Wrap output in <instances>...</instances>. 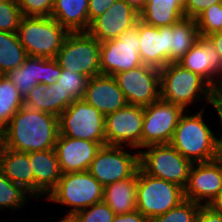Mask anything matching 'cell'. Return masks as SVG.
<instances>
[{"label":"cell","instance_id":"cell-1","mask_svg":"<svg viewBox=\"0 0 222 222\" xmlns=\"http://www.w3.org/2000/svg\"><path fill=\"white\" fill-rule=\"evenodd\" d=\"M58 117L23 105L3 129L4 147L17 152L54 149Z\"/></svg>","mask_w":222,"mask_h":222},{"label":"cell","instance_id":"cell-2","mask_svg":"<svg viewBox=\"0 0 222 222\" xmlns=\"http://www.w3.org/2000/svg\"><path fill=\"white\" fill-rule=\"evenodd\" d=\"M205 107L206 104L193 115L185 111L170 142L192 163L209 162L220 157L215 144V131H212L203 117Z\"/></svg>","mask_w":222,"mask_h":222},{"label":"cell","instance_id":"cell-3","mask_svg":"<svg viewBox=\"0 0 222 222\" xmlns=\"http://www.w3.org/2000/svg\"><path fill=\"white\" fill-rule=\"evenodd\" d=\"M214 93L215 90L203 78L178 63H168L160 69V98L185 111H191L187 106L198 100L211 103Z\"/></svg>","mask_w":222,"mask_h":222},{"label":"cell","instance_id":"cell-4","mask_svg":"<svg viewBox=\"0 0 222 222\" xmlns=\"http://www.w3.org/2000/svg\"><path fill=\"white\" fill-rule=\"evenodd\" d=\"M69 31L52 17L23 16L17 36L28 57L55 58Z\"/></svg>","mask_w":222,"mask_h":222},{"label":"cell","instance_id":"cell-5","mask_svg":"<svg viewBox=\"0 0 222 222\" xmlns=\"http://www.w3.org/2000/svg\"><path fill=\"white\" fill-rule=\"evenodd\" d=\"M42 199L70 207L67 214L73 215L103 201V186L88 171L65 173L56 187Z\"/></svg>","mask_w":222,"mask_h":222},{"label":"cell","instance_id":"cell-6","mask_svg":"<svg viewBox=\"0 0 222 222\" xmlns=\"http://www.w3.org/2000/svg\"><path fill=\"white\" fill-rule=\"evenodd\" d=\"M139 150L140 169L155 178L177 184L185 189L192 162L171 144L150 145Z\"/></svg>","mask_w":222,"mask_h":222},{"label":"cell","instance_id":"cell-7","mask_svg":"<svg viewBox=\"0 0 222 222\" xmlns=\"http://www.w3.org/2000/svg\"><path fill=\"white\" fill-rule=\"evenodd\" d=\"M136 200L137 210L151 220L185 200L184 189L172 182L152 177L139 168Z\"/></svg>","mask_w":222,"mask_h":222},{"label":"cell","instance_id":"cell-8","mask_svg":"<svg viewBox=\"0 0 222 222\" xmlns=\"http://www.w3.org/2000/svg\"><path fill=\"white\" fill-rule=\"evenodd\" d=\"M100 47L87 31L69 32L55 59L62 69L91 78L100 75Z\"/></svg>","mask_w":222,"mask_h":222},{"label":"cell","instance_id":"cell-9","mask_svg":"<svg viewBox=\"0 0 222 222\" xmlns=\"http://www.w3.org/2000/svg\"><path fill=\"white\" fill-rule=\"evenodd\" d=\"M59 134L106 145L105 116L83 99L73 103L58 117Z\"/></svg>","mask_w":222,"mask_h":222},{"label":"cell","instance_id":"cell-10","mask_svg":"<svg viewBox=\"0 0 222 222\" xmlns=\"http://www.w3.org/2000/svg\"><path fill=\"white\" fill-rule=\"evenodd\" d=\"M125 149L126 146L104 145L98 150L88 172L103 187L133 177L138 172L139 151L132 153Z\"/></svg>","mask_w":222,"mask_h":222},{"label":"cell","instance_id":"cell-11","mask_svg":"<svg viewBox=\"0 0 222 222\" xmlns=\"http://www.w3.org/2000/svg\"><path fill=\"white\" fill-rule=\"evenodd\" d=\"M139 52L140 40L136 23L118 38L101 42L100 74L114 76L142 65Z\"/></svg>","mask_w":222,"mask_h":222},{"label":"cell","instance_id":"cell-12","mask_svg":"<svg viewBox=\"0 0 222 222\" xmlns=\"http://www.w3.org/2000/svg\"><path fill=\"white\" fill-rule=\"evenodd\" d=\"M143 108L142 149L150 145L170 144L185 110L161 98Z\"/></svg>","mask_w":222,"mask_h":222},{"label":"cell","instance_id":"cell-13","mask_svg":"<svg viewBox=\"0 0 222 222\" xmlns=\"http://www.w3.org/2000/svg\"><path fill=\"white\" fill-rule=\"evenodd\" d=\"M144 108L127 104L105 116L106 145L126 146L133 151L142 148Z\"/></svg>","mask_w":222,"mask_h":222},{"label":"cell","instance_id":"cell-14","mask_svg":"<svg viewBox=\"0 0 222 222\" xmlns=\"http://www.w3.org/2000/svg\"><path fill=\"white\" fill-rule=\"evenodd\" d=\"M128 104L148 106L160 98V69L140 65L113 76Z\"/></svg>","mask_w":222,"mask_h":222},{"label":"cell","instance_id":"cell-15","mask_svg":"<svg viewBox=\"0 0 222 222\" xmlns=\"http://www.w3.org/2000/svg\"><path fill=\"white\" fill-rule=\"evenodd\" d=\"M222 190V157L213 161L193 163L184 197L200 205L209 203Z\"/></svg>","mask_w":222,"mask_h":222},{"label":"cell","instance_id":"cell-16","mask_svg":"<svg viewBox=\"0 0 222 222\" xmlns=\"http://www.w3.org/2000/svg\"><path fill=\"white\" fill-rule=\"evenodd\" d=\"M178 64L198 74L215 91L222 90V59L207 37L200 36Z\"/></svg>","mask_w":222,"mask_h":222},{"label":"cell","instance_id":"cell-17","mask_svg":"<svg viewBox=\"0 0 222 222\" xmlns=\"http://www.w3.org/2000/svg\"><path fill=\"white\" fill-rule=\"evenodd\" d=\"M61 73L62 68L55 58L28 57L21 66L9 71L6 77L25 98L39 83L54 85L59 81Z\"/></svg>","mask_w":222,"mask_h":222},{"label":"cell","instance_id":"cell-18","mask_svg":"<svg viewBox=\"0 0 222 222\" xmlns=\"http://www.w3.org/2000/svg\"><path fill=\"white\" fill-rule=\"evenodd\" d=\"M139 12L124 0L114 2L101 16L93 20L87 32L99 42L118 38L136 25Z\"/></svg>","mask_w":222,"mask_h":222},{"label":"cell","instance_id":"cell-19","mask_svg":"<svg viewBox=\"0 0 222 222\" xmlns=\"http://www.w3.org/2000/svg\"><path fill=\"white\" fill-rule=\"evenodd\" d=\"M140 59L144 65L162 69L171 63L170 26L154 27L137 21Z\"/></svg>","mask_w":222,"mask_h":222},{"label":"cell","instance_id":"cell-20","mask_svg":"<svg viewBox=\"0 0 222 222\" xmlns=\"http://www.w3.org/2000/svg\"><path fill=\"white\" fill-rule=\"evenodd\" d=\"M101 147L97 142L58 134L54 149L62 174L88 171Z\"/></svg>","mask_w":222,"mask_h":222},{"label":"cell","instance_id":"cell-21","mask_svg":"<svg viewBox=\"0 0 222 222\" xmlns=\"http://www.w3.org/2000/svg\"><path fill=\"white\" fill-rule=\"evenodd\" d=\"M83 100L104 116L128 104L115 78L103 74L88 79Z\"/></svg>","mask_w":222,"mask_h":222},{"label":"cell","instance_id":"cell-22","mask_svg":"<svg viewBox=\"0 0 222 222\" xmlns=\"http://www.w3.org/2000/svg\"><path fill=\"white\" fill-rule=\"evenodd\" d=\"M34 175V198L47 197L62 176L55 149L29 152Z\"/></svg>","mask_w":222,"mask_h":222},{"label":"cell","instance_id":"cell-23","mask_svg":"<svg viewBox=\"0 0 222 222\" xmlns=\"http://www.w3.org/2000/svg\"><path fill=\"white\" fill-rule=\"evenodd\" d=\"M73 101L57 82L52 86L39 83L24 98V105L59 117Z\"/></svg>","mask_w":222,"mask_h":222},{"label":"cell","instance_id":"cell-24","mask_svg":"<svg viewBox=\"0 0 222 222\" xmlns=\"http://www.w3.org/2000/svg\"><path fill=\"white\" fill-rule=\"evenodd\" d=\"M0 169L11 182L23 186L34 197V175L29 153L17 152L3 146Z\"/></svg>","mask_w":222,"mask_h":222},{"label":"cell","instance_id":"cell-25","mask_svg":"<svg viewBox=\"0 0 222 222\" xmlns=\"http://www.w3.org/2000/svg\"><path fill=\"white\" fill-rule=\"evenodd\" d=\"M185 0H147L139 19L154 27L171 26L185 17Z\"/></svg>","mask_w":222,"mask_h":222},{"label":"cell","instance_id":"cell-26","mask_svg":"<svg viewBox=\"0 0 222 222\" xmlns=\"http://www.w3.org/2000/svg\"><path fill=\"white\" fill-rule=\"evenodd\" d=\"M137 173L130 178L103 187V201L115 215L125 214L137 209Z\"/></svg>","mask_w":222,"mask_h":222},{"label":"cell","instance_id":"cell-27","mask_svg":"<svg viewBox=\"0 0 222 222\" xmlns=\"http://www.w3.org/2000/svg\"><path fill=\"white\" fill-rule=\"evenodd\" d=\"M89 0H54L51 17L69 32L87 31Z\"/></svg>","mask_w":222,"mask_h":222},{"label":"cell","instance_id":"cell-28","mask_svg":"<svg viewBox=\"0 0 222 222\" xmlns=\"http://www.w3.org/2000/svg\"><path fill=\"white\" fill-rule=\"evenodd\" d=\"M200 37L196 19L184 17L170 26L171 63H178Z\"/></svg>","mask_w":222,"mask_h":222},{"label":"cell","instance_id":"cell-29","mask_svg":"<svg viewBox=\"0 0 222 222\" xmlns=\"http://www.w3.org/2000/svg\"><path fill=\"white\" fill-rule=\"evenodd\" d=\"M28 58L17 33L0 31V75L21 66Z\"/></svg>","mask_w":222,"mask_h":222},{"label":"cell","instance_id":"cell-30","mask_svg":"<svg viewBox=\"0 0 222 222\" xmlns=\"http://www.w3.org/2000/svg\"><path fill=\"white\" fill-rule=\"evenodd\" d=\"M23 105L24 98L16 86L6 75H0V128L2 130Z\"/></svg>","mask_w":222,"mask_h":222},{"label":"cell","instance_id":"cell-31","mask_svg":"<svg viewBox=\"0 0 222 222\" xmlns=\"http://www.w3.org/2000/svg\"><path fill=\"white\" fill-rule=\"evenodd\" d=\"M33 195L23 186L11 182L0 169V210L23 208Z\"/></svg>","mask_w":222,"mask_h":222},{"label":"cell","instance_id":"cell-32","mask_svg":"<svg viewBox=\"0 0 222 222\" xmlns=\"http://www.w3.org/2000/svg\"><path fill=\"white\" fill-rule=\"evenodd\" d=\"M200 207V204L185 199L166 213L155 216L150 222H194Z\"/></svg>","mask_w":222,"mask_h":222},{"label":"cell","instance_id":"cell-33","mask_svg":"<svg viewBox=\"0 0 222 222\" xmlns=\"http://www.w3.org/2000/svg\"><path fill=\"white\" fill-rule=\"evenodd\" d=\"M197 28L200 36L206 37L218 33L222 27V3L206 8L197 18Z\"/></svg>","mask_w":222,"mask_h":222},{"label":"cell","instance_id":"cell-34","mask_svg":"<svg viewBox=\"0 0 222 222\" xmlns=\"http://www.w3.org/2000/svg\"><path fill=\"white\" fill-rule=\"evenodd\" d=\"M88 79L89 77L86 75L62 69V73L57 85L65 93L70 95L73 100H80L83 99L85 95Z\"/></svg>","mask_w":222,"mask_h":222},{"label":"cell","instance_id":"cell-35","mask_svg":"<svg viewBox=\"0 0 222 222\" xmlns=\"http://www.w3.org/2000/svg\"><path fill=\"white\" fill-rule=\"evenodd\" d=\"M22 17L18 3L0 0V31L17 33Z\"/></svg>","mask_w":222,"mask_h":222},{"label":"cell","instance_id":"cell-36","mask_svg":"<svg viewBox=\"0 0 222 222\" xmlns=\"http://www.w3.org/2000/svg\"><path fill=\"white\" fill-rule=\"evenodd\" d=\"M77 222H112L115 216L107 203L100 201L73 214Z\"/></svg>","mask_w":222,"mask_h":222},{"label":"cell","instance_id":"cell-37","mask_svg":"<svg viewBox=\"0 0 222 222\" xmlns=\"http://www.w3.org/2000/svg\"><path fill=\"white\" fill-rule=\"evenodd\" d=\"M54 0H19L22 16L51 17Z\"/></svg>","mask_w":222,"mask_h":222},{"label":"cell","instance_id":"cell-38","mask_svg":"<svg viewBox=\"0 0 222 222\" xmlns=\"http://www.w3.org/2000/svg\"><path fill=\"white\" fill-rule=\"evenodd\" d=\"M217 3L222 0H185V17L196 19L206 8Z\"/></svg>","mask_w":222,"mask_h":222},{"label":"cell","instance_id":"cell-39","mask_svg":"<svg viewBox=\"0 0 222 222\" xmlns=\"http://www.w3.org/2000/svg\"><path fill=\"white\" fill-rule=\"evenodd\" d=\"M209 105H212L215 108V111L217 113V117L219 118V122L221 123V132L216 131L215 134V144H216V148H217V152L219 154L220 157H222V90L219 91H215L211 103ZM216 134H221L219 135V138L216 137Z\"/></svg>","mask_w":222,"mask_h":222},{"label":"cell","instance_id":"cell-40","mask_svg":"<svg viewBox=\"0 0 222 222\" xmlns=\"http://www.w3.org/2000/svg\"><path fill=\"white\" fill-rule=\"evenodd\" d=\"M118 0H89L88 18L90 23L101 16L109 7Z\"/></svg>","mask_w":222,"mask_h":222},{"label":"cell","instance_id":"cell-41","mask_svg":"<svg viewBox=\"0 0 222 222\" xmlns=\"http://www.w3.org/2000/svg\"><path fill=\"white\" fill-rule=\"evenodd\" d=\"M194 222H222V214L214 211L208 205H201Z\"/></svg>","mask_w":222,"mask_h":222},{"label":"cell","instance_id":"cell-42","mask_svg":"<svg viewBox=\"0 0 222 222\" xmlns=\"http://www.w3.org/2000/svg\"><path fill=\"white\" fill-rule=\"evenodd\" d=\"M112 222H150V220L136 209L129 213L115 215Z\"/></svg>","mask_w":222,"mask_h":222},{"label":"cell","instance_id":"cell-43","mask_svg":"<svg viewBox=\"0 0 222 222\" xmlns=\"http://www.w3.org/2000/svg\"><path fill=\"white\" fill-rule=\"evenodd\" d=\"M211 43L214 45V48L216 49V51L219 53V56L222 59V35L218 34V33H212L208 36H206Z\"/></svg>","mask_w":222,"mask_h":222},{"label":"cell","instance_id":"cell-44","mask_svg":"<svg viewBox=\"0 0 222 222\" xmlns=\"http://www.w3.org/2000/svg\"><path fill=\"white\" fill-rule=\"evenodd\" d=\"M214 211L222 214V190L217 194V196L208 205Z\"/></svg>","mask_w":222,"mask_h":222},{"label":"cell","instance_id":"cell-45","mask_svg":"<svg viewBox=\"0 0 222 222\" xmlns=\"http://www.w3.org/2000/svg\"><path fill=\"white\" fill-rule=\"evenodd\" d=\"M127 4H129L131 7H133L137 12H140L144 6L147 0H124Z\"/></svg>","mask_w":222,"mask_h":222},{"label":"cell","instance_id":"cell-46","mask_svg":"<svg viewBox=\"0 0 222 222\" xmlns=\"http://www.w3.org/2000/svg\"><path fill=\"white\" fill-rule=\"evenodd\" d=\"M58 222H77V220L74 215L66 214L65 216L60 218V221L58 220Z\"/></svg>","mask_w":222,"mask_h":222},{"label":"cell","instance_id":"cell-47","mask_svg":"<svg viewBox=\"0 0 222 222\" xmlns=\"http://www.w3.org/2000/svg\"><path fill=\"white\" fill-rule=\"evenodd\" d=\"M3 146H4L3 130L0 128V154H1V151L3 149Z\"/></svg>","mask_w":222,"mask_h":222},{"label":"cell","instance_id":"cell-48","mask_svg":"<svg viewBox=\"0 0 222 222\" xmlns=\"http://www.w3.org/2000/svg\"><path fill=\"white\" fill-rule=\"evenodd\" d=\"M5 1L18 3L19 0H5Z\"/></svg>","mask_w":222,"mask_h":222},{"label":"cell","instance_id":"cell-49","mask_svg":"<svg viewBox=\"0 0 222 222\" xmlns=\"http://www.w3.org/2000/svg\"><path fill=\"white\" fill-rule=\"evenodd\" d=\"M218 34L222 35V27H221V29L219 30Z\"/></svg>","mask_w":222,"mask_h":222}]
</instances>
